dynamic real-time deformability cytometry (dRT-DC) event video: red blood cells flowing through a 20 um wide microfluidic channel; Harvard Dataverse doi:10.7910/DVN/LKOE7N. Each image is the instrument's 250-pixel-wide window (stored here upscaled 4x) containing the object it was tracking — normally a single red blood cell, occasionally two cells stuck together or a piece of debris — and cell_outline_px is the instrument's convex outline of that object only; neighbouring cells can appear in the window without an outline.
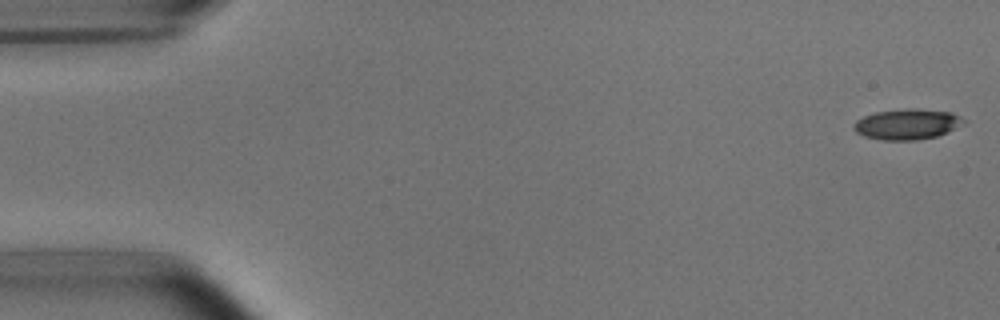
{"species": "common noctule bat (a hibernating species)", "species_latin": "Nyctalus noctula", "temperature_condition": "room temperature", "stored_images_in_passage": 52, "camera_frame_rate_fps": 3000, "um_per_image_px": 0.085, "animal": {"sex": "male", "body_mass_g": 15.6}, "frame": {"image": 1, "passage_image": 1, "time_ms": 0.0, "image_size_px": [1000, 320], "cell_outline_px": [[968, 120], [964, 124], [948, 132], [936, 136], [916, 140], [880, 140], [864, 136], [856, 132], [852, 124], [856, 120], [864, 116], [876, 112], [908, 108], [916, 108], [952, 112]], "centroid_in_image_um": [77.14, 10.55], "position_along_channel_um": 7.9, "area_um2": 19.77}}
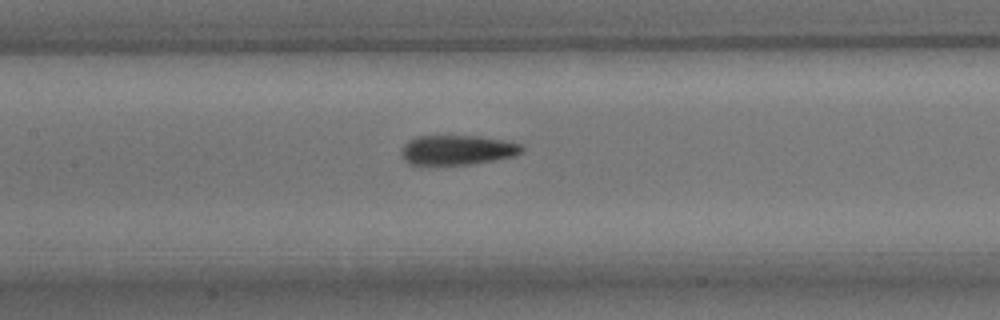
{"frame": {"image": 2, "passage_image": 24, "time_ms": 7.667, "image_size_px": [1000, 320], "cell_outline_px": [[524, 152], [516, 156], [468, 164], [408, 164], [400, 156], [400, 148], [408, 140], [416, 136], [480, 136], [504, 140], [520, 144], [524, 148]], "centroid_in_image_um": [38.85, 12.74], "position_along_channel_um": 168.6, "area_um2": 20.98}}
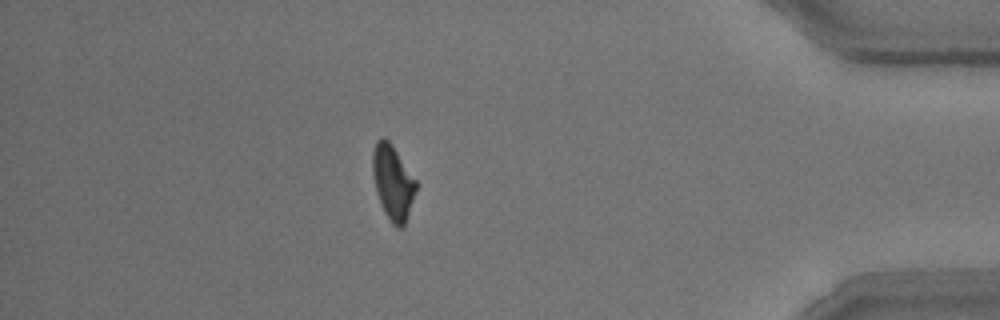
{"frame": {"image": 3, "passage_image": 46, "time_ms": 15.0, "image_size_px": [1000, 320], "cell_outline_px": [[416, 188], [404, 224], [400, 228], [396, 228], [392, 224], [384, 212], [380, 204], [376, 192], [372, 172], [372, 152], [376, 140], [380, 136], [384, 136], [392, 144], [416, 180]], "centroid_in_image_um": [33.35, 15.45], "position_along_channel_um": 401.9, "area_um2": 18.79}, "authors_computed_cell_mechanics": {"area_um2": 20.519, "velocity_mm_per_s": 3.8039, "shape_relaxation_time_tau1_ms": 4.0072, "shape_relaxation_time_tau2_ms": 1.8627, "deformation_change_tau1": 0.1683, "deformation_change_tau2": 0.1058}}